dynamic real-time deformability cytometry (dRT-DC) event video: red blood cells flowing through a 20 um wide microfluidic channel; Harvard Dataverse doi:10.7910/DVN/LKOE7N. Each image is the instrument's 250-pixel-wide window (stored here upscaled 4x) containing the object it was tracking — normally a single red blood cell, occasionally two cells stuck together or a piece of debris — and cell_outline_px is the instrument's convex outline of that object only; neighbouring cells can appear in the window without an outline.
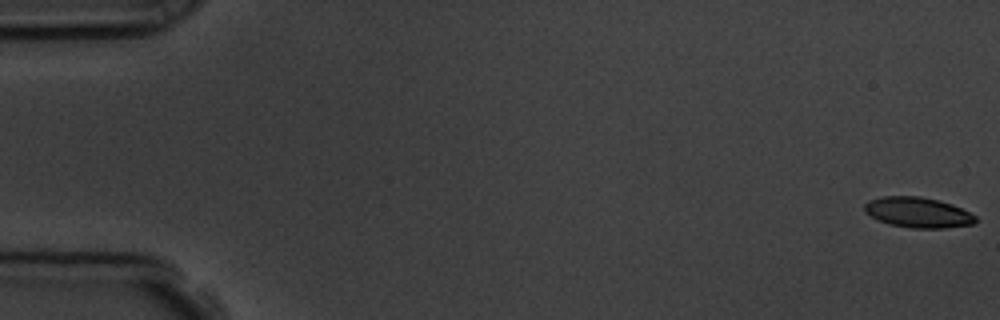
{"species": "common noctule bat (a hibernating species)", "species_latin": "Nyctalus noctula", "temperature_condition": "room temperature", "stored_images_in_passage": 6, "camera_frame_rate_fps": 3000, "um_per_image_px": 0.085, "animal": {"sex": "male", "body_mass_g": 19.5, "forearm_length_mm": 54.6}, "frame": {"image": 1, "passage_image": 1, "time_ms": 0.0, "image_size_px": [1000, 320], "cell_outline_px": [[976, 220], [972, 224], [944, 228], [912, 228], [888, 224], [864, 212], [864, 204], [868, 200], [884, 196], [920, 196], [952, 204], [976, 216]], "centroid_in_image_um": [77.99, 18.05], "position_along_channel_um": 7.0, "area_um2": 19.48}}
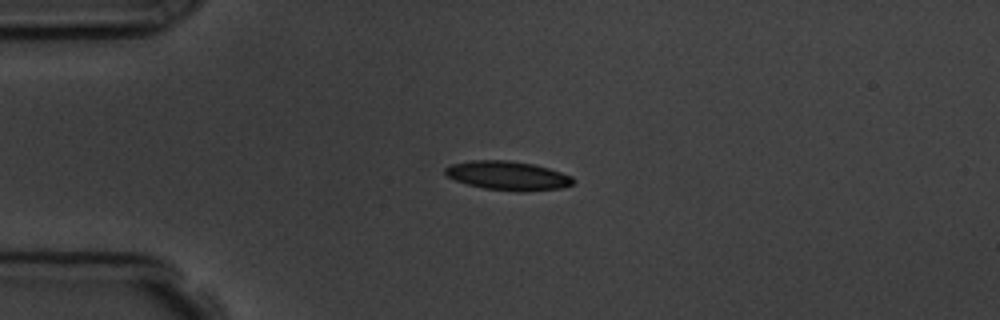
{"frame": {"image": 2, "passage_image": 4, "time_ms": 4.333, "image_size_px": [1000, 320], "cell_outline_px": [[576, 180], [572, 184], [564, 188], [524, 192], [520, 192], [484, 188], [468, 184], [456, 180], [448, 176], [444, 172], [444, 168], [452, 164], [472, 160], [508, 160], [532, 164], [548, 168], [572, 176]], "centroid_in_image_um": [43.2, 14.94], "position_along_channel_um": 41.8, "area_um2": 21.62}}